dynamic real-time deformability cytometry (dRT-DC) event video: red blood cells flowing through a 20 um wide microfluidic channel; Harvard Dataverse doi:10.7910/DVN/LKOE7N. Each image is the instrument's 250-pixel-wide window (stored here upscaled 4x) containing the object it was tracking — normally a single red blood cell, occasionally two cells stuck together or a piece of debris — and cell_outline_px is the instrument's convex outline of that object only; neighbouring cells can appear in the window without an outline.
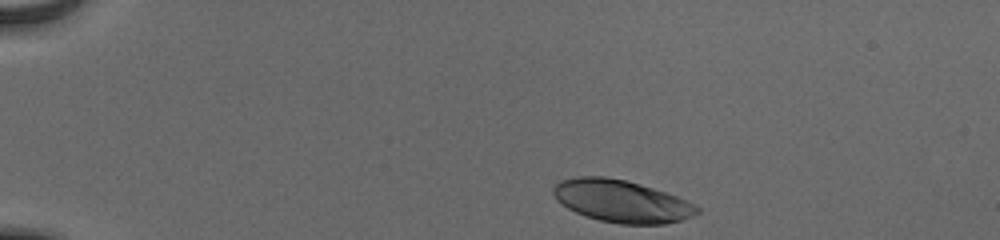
{"species": "human", "species_latin": "Homo sapiens", "temperature_condition": "cold", "stored_images_in_passage": 37, "camera_frame_rate_fps": 3000, "um_per_image_px": 0.085, "donor": {"sex": "male"}, "frame": {"image": 1, "passage_image": 1, "time_ms": 0.0, "image_size_px": [1000, 240], "cell_outline_px": [[700, 212], [692, 216], [680, 220], [664, 224], [620, 224], [600, 220], [576, 212], [568, 208], [556, 200], [552, 192], [552, 188], [560, 180], [576, 176], [604, 176], [624, 180], [640, 184], [676, 196], [700, 208]], "centroid_in_image_um": [52.79, 17.09], "position_along_channel_um": 32.2, "area_um2": 35.14}}
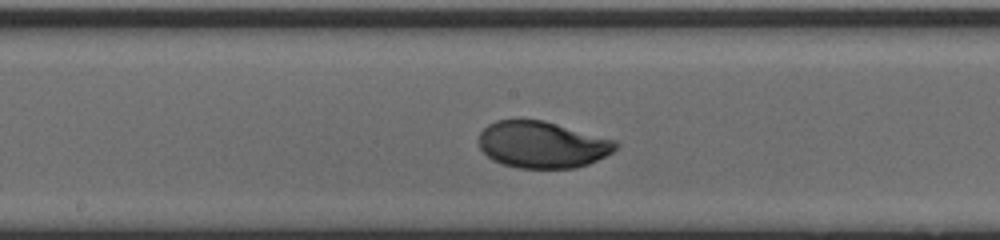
{"frame": {"image": 2, "passage_image": 21, "time_ms": 6.667, "image_size_px": [1000, 240], "cell_outline_px": [[620, 144], [612, 152], [588, 164], [576, 168], [516, 168], [492, 160], [480, 148], [480, 132], [488, 124], [496, 120], [520, 116], [544, 120], [616, 140]], "centroid_in_image_um": [46.07, 12.25], "position_along_channel_um": 202.1, "area_um2": 37.86}}
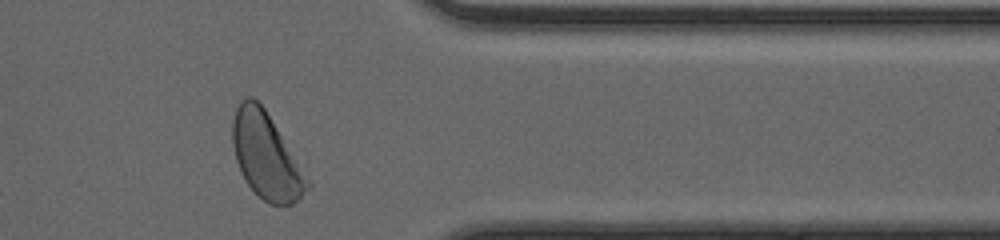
{"frame": {"image": 3, "passage_image": 36, "time_ms": 11.667, "image_size_px": [1000, 240], "cell_outline_px": [[312, 188], [292, 204], [268, 204], [248, 184], [236, 160], [232, 144], [232, 120], [236, 108], [240, 100], [248, 96], [252, 96], [264, 108], [300, 164], [312, 184]], "centroid_in_image_um": [22.63, 13.25], "position_along_channel_um": 388.8, "area_um2": 36.99}, "authors_computed_cell_mechanics": {"area_um2": 37.281, "velocity_mm_per_s": 3.8641, "shape_relaxation_time_tau1_ms": 2.0524, "shape_relaxation_time_tau2_ms": null, "deformation_change_tau1": 0.1522, "deformation_change_tau2": null}}